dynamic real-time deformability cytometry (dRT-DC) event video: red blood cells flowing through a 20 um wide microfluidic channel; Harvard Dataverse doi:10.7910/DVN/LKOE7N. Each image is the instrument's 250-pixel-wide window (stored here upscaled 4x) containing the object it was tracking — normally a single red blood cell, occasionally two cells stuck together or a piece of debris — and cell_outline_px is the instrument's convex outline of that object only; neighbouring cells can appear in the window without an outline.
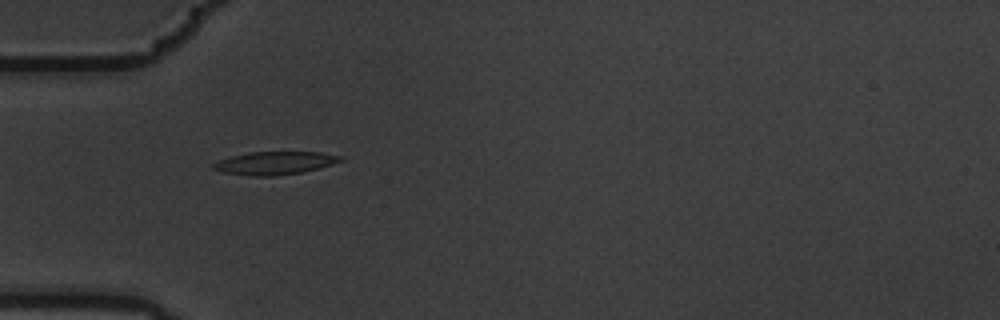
{"species": "common noctule bat (a hibernating species)", "species_latin": "Nyctalus noctula", "temperature_condition": "warm", "stored_images_in_passage": 7, "camera_frame_rate_fps": 3000, "um_per_image_px": 0.085, "animal": {"sex": "male", "body_mass_g": 19.5, "forearm_length_mm": 54.6}, "frame": {"image": 1, "passage_image": 6, "time_ms": 1.667, "image_size_px": [1000, 320], "cell_outline_px": [[344, 160], [304, 172], [276, 176], [252, 176], [224, 172], [212, 168], [212, 164], [220, 160], [232, 156], [248, 152], [320, 152], [344, 156]], "centroid_in_image_um": [23.39, 13.86], "position_along_channel_um": 61.6, "area_um2": 16.99}}
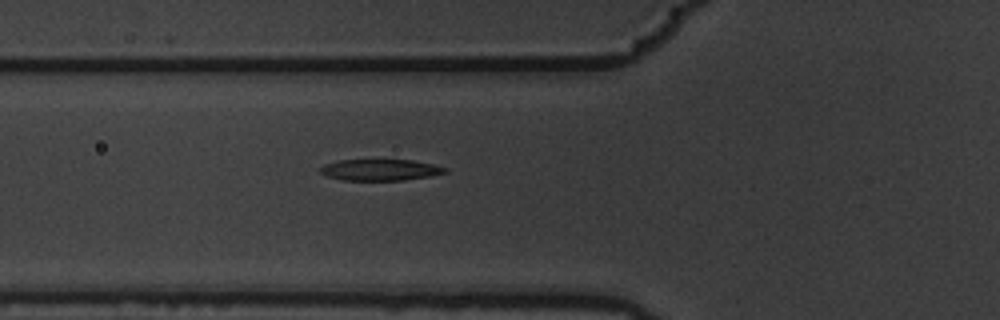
{"frame": {"image": 2, "passage_image": 7, "time_ms": 2.0, "image_size_px": [1000, 320], "cell_outline_px": [[448, 172], [428, 176], [404, 180], [344, 180], [328, 176], [320, 172], [320, 168], [324, 164], [340, 160], [412, 160], [432, 164], [448, 168]], "centroid_in_image_um": [32.33, 14.43], "position_along_channel_um": 93.5, "area_um2": 15.32}}